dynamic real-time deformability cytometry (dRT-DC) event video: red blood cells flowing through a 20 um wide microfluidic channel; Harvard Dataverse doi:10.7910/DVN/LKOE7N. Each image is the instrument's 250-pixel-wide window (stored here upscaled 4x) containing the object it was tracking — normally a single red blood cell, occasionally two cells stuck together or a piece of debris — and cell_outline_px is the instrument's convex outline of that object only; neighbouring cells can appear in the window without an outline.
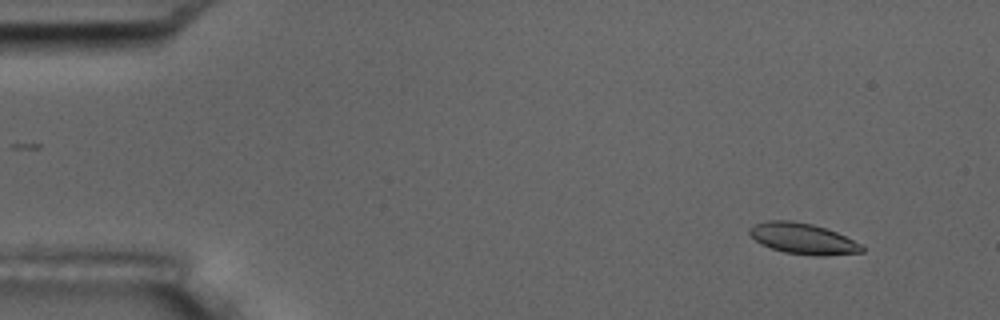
{"species": "common noctule bat (a hibernating species)", "species_latin": "Nyctalus noctula", "temperature_condition": "room temperature", "stored_images_in_passage": 6, "camera_frame_rate_fps": 3000, "um_per_image_px": 0.085, "animal": {"sex": "male", "body_mass_g": 17.5, "forearm_length_mm": 52.3}, "frame": {"image": 1, "passage_image": 1, "time_ms": 0.0, "image_size_px": [1000, 320], "cell_outline_px": [[864, 252], [824, 256], [816, 256], [784, 252], [760, 244], [748, 232], [748, 228], [756, 224], [768, 220], [792, 220], [812, 224], [836, 232], [860, 244], [864, 248]], "centroid_in_image_um": [68.23, 20.28], "position_along_channel_um": 16.8, "area_um2": 20.11}}
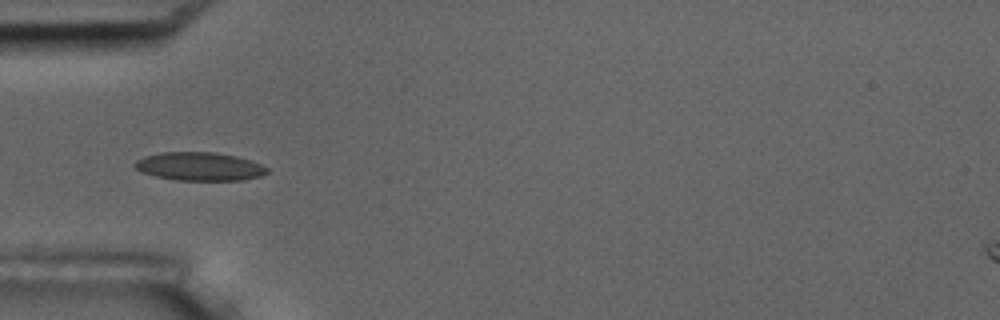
{"frame": {"image": 2, "passage_image": 4, "time_ms": 4.333, "image_size_px": [1000, 320], "cell_outline_px": [[268, 172], [260, 176], [244, 180], [176, 180], [156, 176], [140, 172], [132, 164], [136, 160], [144, 156], [160, 152], [216, 152], [236, 156], [252, 160], [268, 168]], "centroid_in_image_um": [16.94, 14.14], "position_along_channel_um": 68.1, "area_um2": 22.02}}